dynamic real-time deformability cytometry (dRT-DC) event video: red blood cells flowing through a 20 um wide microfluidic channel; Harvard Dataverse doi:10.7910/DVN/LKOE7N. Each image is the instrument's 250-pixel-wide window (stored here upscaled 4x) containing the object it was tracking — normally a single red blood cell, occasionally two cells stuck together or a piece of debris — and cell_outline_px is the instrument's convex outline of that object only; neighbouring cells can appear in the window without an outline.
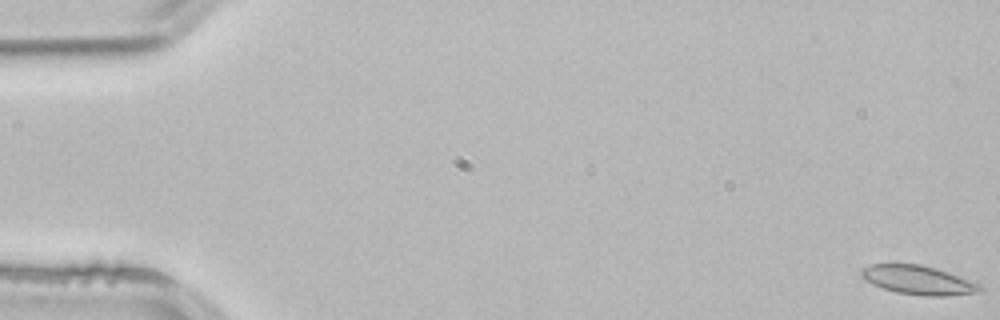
{"species": "common noctule bat (a hibernating species)", "species_latin": "Nyctalus noctula", "temperature_condition": "room temperature", "stored_images_in_passage": 5, "segment_of_instrument_passage": [1, 2], "camera_frame_rate_fps": 3000, "um_per_image_px": 0.085, "animal": {"sex": "male", "body_mass_g": 21.5, "forearm_length_mm": 52.0}, "frame": {"image": 1, "passage_image": 1, "time_ms": 0.0, "image_size_px": [1000, 320], "cell_outline_px": [[984, 292], [944, 296], [928, 296], [896, 292], [872, 284], [864, 280], [860, 276], [860, 272], [864, 268], [872, 264], [920, 264], [936, 268], [948, 272], [980, 284], [984, 288]], "centroid_in_image_um": [78.08, 23.81], "position_along_channel_um": 6.9, "area_um2": 20.0}}